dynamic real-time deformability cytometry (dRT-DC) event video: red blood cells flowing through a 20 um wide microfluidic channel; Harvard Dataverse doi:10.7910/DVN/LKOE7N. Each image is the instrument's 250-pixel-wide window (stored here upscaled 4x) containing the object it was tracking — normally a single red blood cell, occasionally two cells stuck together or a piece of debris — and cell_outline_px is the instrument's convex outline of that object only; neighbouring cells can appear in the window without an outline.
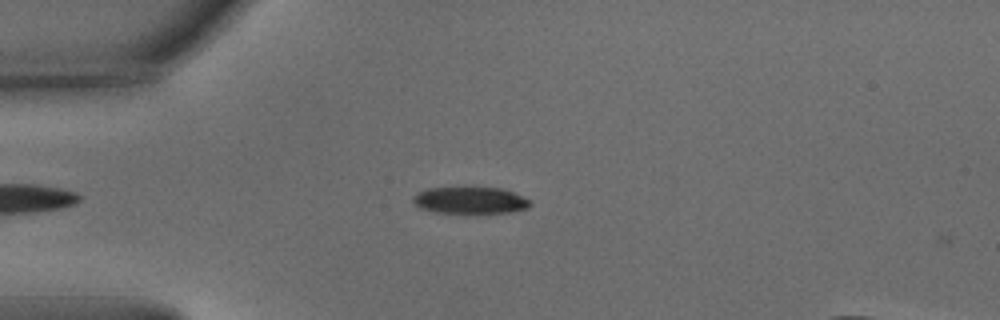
{"species": "common noctule bat (a hibernating species)", "species_latin": "Nyctalus noctula", "temperature_condition": "warm", "stored_images_in_passage": 43, "camera_frame_rate_fps": 3000, "um_per_image_px": 0.085, "animal": {"sex": "male", "body_mass_g": 15.6}, "frame": {"image": 1, "passage_image": 4, "time_ms": 1.0, "image_size_px": [1000, 320], "cell_outline_px": [[532, 204], [528, 208], [508, 212], [432, 212], [420, 208], [412, 200], [412, 196], [416, 192], [424, 188], [464, 184], [500, 188], [512, 192], [528, 200]], "centroid_in_image_um": [39.86, 16.95], "position_along_channel_um": 45.1, "area_um2": 19.02}}
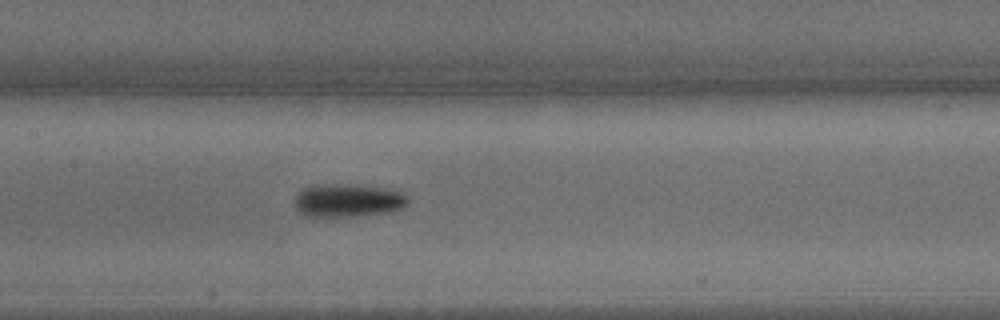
{"frame": {"image": 2, "passage_image": 16, "time_ms": 5.0, "image_size_px": [1000, 320], "cell_outline_px": [[408, 204], [400, 208], [388, 212], [352, 216], [308, 216], [300, 212], [296, 208], [296, 196], [304, 188], [312, 184], [348, 184], [384, 188], [400, 192], [408, 196]], "centroid_in_image_um": [29.57, 17.02], "position_along_channel_um": 177.8, "area_um2": 21.62}}
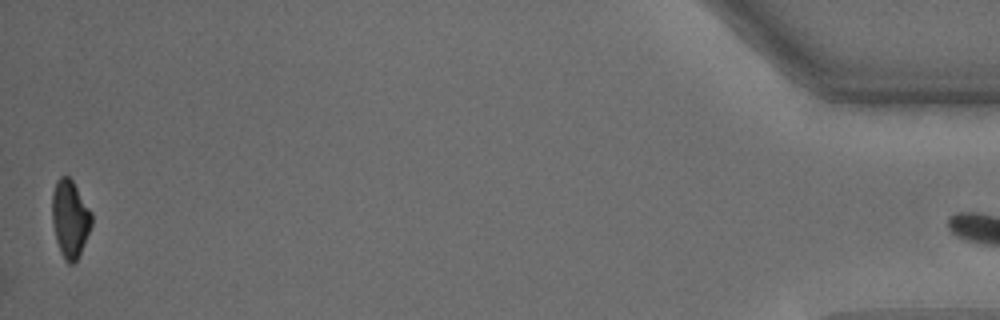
{"frame": {"image": 3, "passage_image": 43, "time_ms": 14.0, "image_size_px": [1000, 320], "cell_outline_px": [[92, 224], [80, 252], [76, 260], [72, 264], [68, 264], [64, 260], [60, 252], [56, 240], [52, 220], [52, 192], [56, 180], [60, 176], [68, 176], [72, 180], [92, 212]], "centroid_in_image_um": [5.94, 18.57], "position_along_channel_um": 429.3, "area_um2": 17.8}}